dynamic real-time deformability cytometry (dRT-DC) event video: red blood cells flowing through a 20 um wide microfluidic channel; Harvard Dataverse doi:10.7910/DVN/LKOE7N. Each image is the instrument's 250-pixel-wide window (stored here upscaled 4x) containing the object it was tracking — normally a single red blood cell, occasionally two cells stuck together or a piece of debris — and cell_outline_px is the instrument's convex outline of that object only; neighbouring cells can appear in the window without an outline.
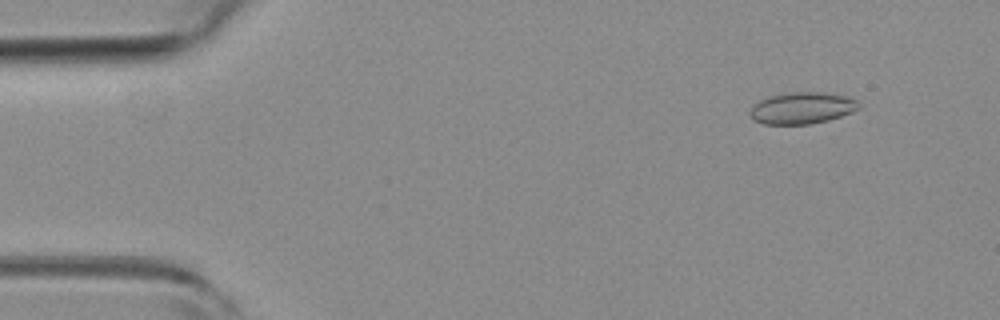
{"species": "common noctule bat (a hibernating species)", "species_latin": "Nyctalus noctula", "temperature_condition": "room temperature", "stored_images_in_passage": 4, "camera_frame_rate_fps": 3000, "um_per_image_px": 0.085, "animal": {"sex": "female", "body_mass_g": 19.3, "forearm_length_mm": 54.1}, "frame": {"image": 1, "passage_image": 2, "time_ms": 0.333, "image_size_px": [1000, 320], "cell_outline_px": [[860, 104], [852, 112], [828, 120], [808, 124], [764, 124], [752, 120], [748, 112], [752, 104], [768, 96], [792, 92], [820, 92], [848, 96], [856, 100]], "centroid_in_image_um": [68.11, 9.18], "position_along_channel_um": 16.9, "area_um2": 20.11}}